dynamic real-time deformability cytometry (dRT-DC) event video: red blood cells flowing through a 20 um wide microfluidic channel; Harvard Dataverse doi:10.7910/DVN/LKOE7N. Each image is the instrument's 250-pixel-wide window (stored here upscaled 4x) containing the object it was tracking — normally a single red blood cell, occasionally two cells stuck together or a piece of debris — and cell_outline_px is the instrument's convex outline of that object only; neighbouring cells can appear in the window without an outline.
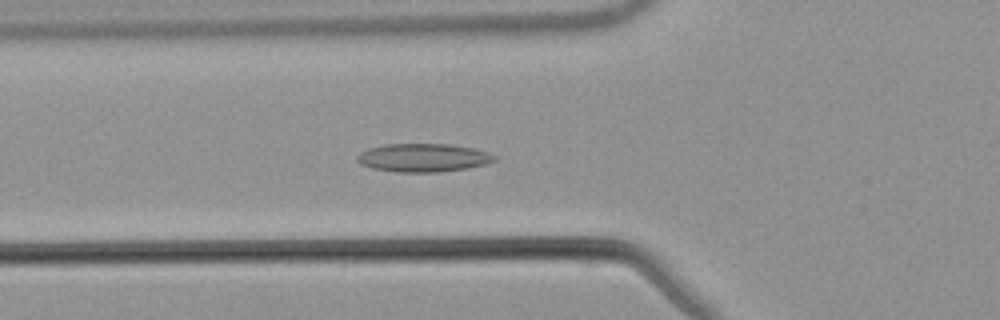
{"species": "common noctule bat (a hibernating species)", "species_latin": "Nyctalus noctula", "temperature_condition": "warm", "stored_images_in_passage": 46, "camera_frame_rate_fps": 3000, "um_per_image_px": 0.085, "animal": {"sex": "male", "body_mass_g": 21.5, "forearm_length_mm": 52.0}, "frame": {"image": 1, "passage_image": 16, "time_ms": 5.0, "image_size_px": [1000, 320], "cell_outline_px": [[496, 160], [484, 164], [468, 168], [440, 172], [396, 172], [372, 168], [360, 164], [356, 160], [356, 156], [360, 152], [368, 148], [384, 144], [448, 144], [476, 148], [488, 152], [496, 156]], "centroid_in_image_um": [35.96, 13.4], "position_along_channel_um": 89.8, "area_um2": 22.83}}
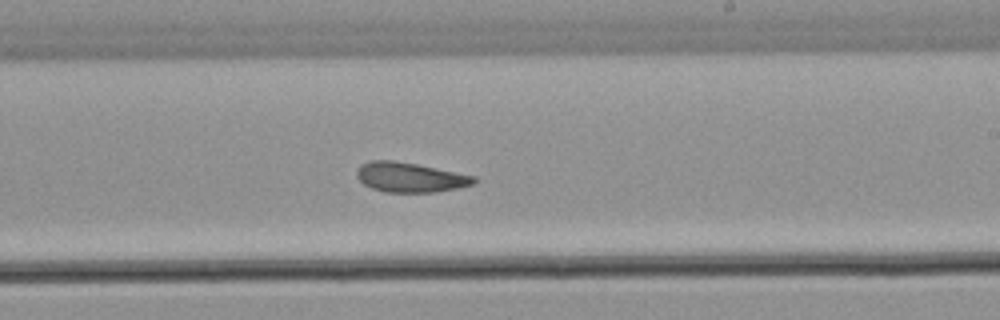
{"frame": {"image": 2, "passage_image": 29, "time_ms": 9.333, "image_size_px": [1000, 320], "cell_outline_px": [[476, 180], [472, 184], [456, 188], [436, 192], [384, 192], [372, 188], [364, 184], [356, 176], [356, 172], [360, 164], [372, 160], [392, 160], [416, 164], [476, 176]], "centroid_in_image_um": [34.82, 15.07], "position_along_channel_um": 254.2, "area_um2": 20.17}}
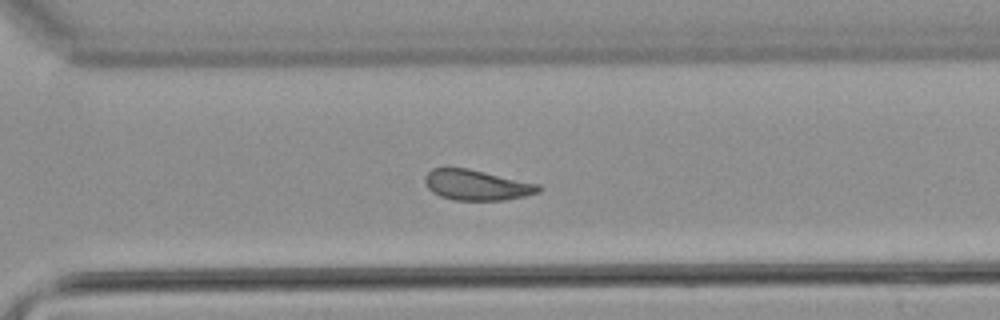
{"frame": {"image": 3, "passage_image": 35, "time_ms": 11.333, "image_size_px": [1000, 320], "cell_outline_px": [[544, 188], [540, 192], [524, 196], [504, 200], [452, 200], [440, 196], [432, 192], [428, 188], [424, 180], [424, 176], [432, 168], [468, 168], [540, 184]], "centroid_in_image_um": [40.54, 15.73], "position_along_channel_um": 330.1, "area_um2": 20.29}, "authors_computed_cell_mechanics": {"area_um2": 21.1259, "velocity_mm_per_s": 3.8011, "shape_relaxation_time_tau1_ms": null, "shape_relaxation_time_tau2_ms": 4.6919, "deformation_change_tau1": null, "deformation_change_tau2": 0.1147}}